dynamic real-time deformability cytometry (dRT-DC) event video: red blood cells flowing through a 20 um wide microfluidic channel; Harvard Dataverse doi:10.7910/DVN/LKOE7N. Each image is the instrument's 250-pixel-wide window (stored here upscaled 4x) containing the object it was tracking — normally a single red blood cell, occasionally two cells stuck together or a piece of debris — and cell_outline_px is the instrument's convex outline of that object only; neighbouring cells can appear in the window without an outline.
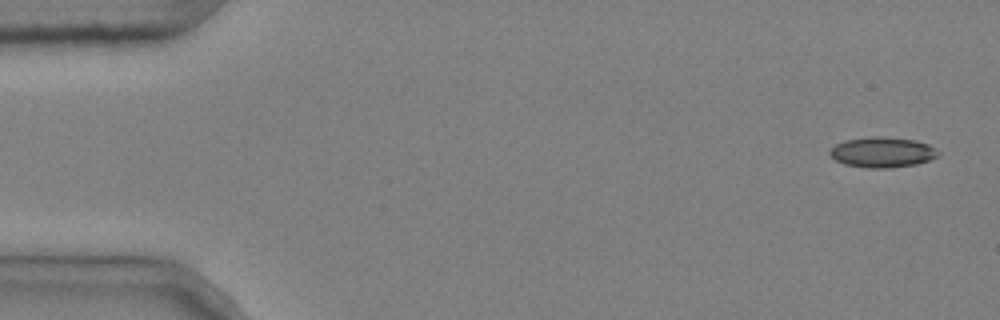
{"species": "common noctule bat (a hibernating species)", "species_latin": "Nyctalus noctula", "temperature_condition": "cold", "stored_images_in_passage": 10, "camera_frame_rate_fps": 3000, "um_per_image_px": 0.085, "animal": {"sex": "male", "body_mass_g": 20.4}, "frame": {"image": 1, "passage_image": 1, "time_ms": 0.0, "image_size_px": [1000, 320], "cell_outline_px": [[940, 156], [916, 164], [884, 168], [868, 168], [844, 164], [836, 160], [828, 152], [836, 144], [844, 140], [872, 136], [884, 136], [916, 140], [928, 144], [936, 148], [940, 152]], "centroid_in_image_um": [75.02, 12.93], "position_along_channel_um": 10.0, "area_um2": 19.25}}
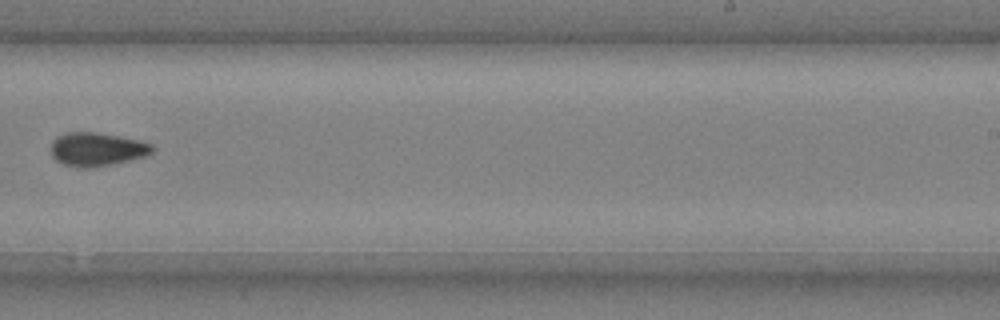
{"frame": {"image": 2, "passage_image": 9, "time_ms": 2.667, "image_size_px": [1000, 320], "cell_outline_px": [[156, 148], [152, 152], [144, 156], [112, 164], [88, 168], [80, 168], [64, 164], [56, 160], [52, 156], [52, 140], [56, 136], [68, 132], [96, 132], [140, 140], [152, 144]], "centroid_in_image_um": [8.23, 12.68], "position_along_channel_um": 280.8, "area_um2": 19.77}}
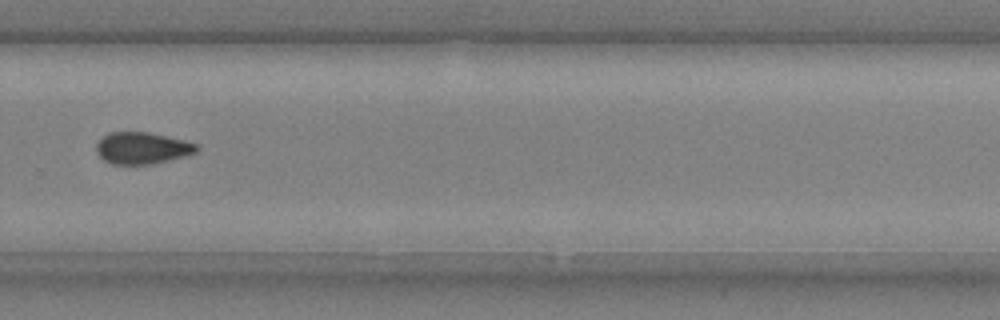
{"frame": {"image": 3, "passage_image": 10, "time_ms": 3.0, "image_size_px": [1000, 320], "cell_outline_px": [[200, 148], [196, 152], [188, 156], [152, 164], [112, 164], [104, 160], [96, 152], [96, 144], [108, 132], [148, 132], [184, 140], [200, 144]], "centroid_in_image_um": [12.13, 12.59], "position_along_channel_um": 317.7, "area_um2": 18.73}}